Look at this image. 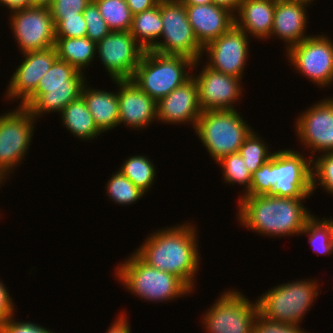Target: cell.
Returning <instances> with one entry per match:
<instances>
[{
  "label": "cell",
  "mask_w": 333,
  "mask_h": 333,
  "mask_svg": "<svg viewBox=\"0 0 333 333\" xmlns=\"http://www.w3.org/2000/svg\"><path fill=\"white\" fill-rule=\"evenodd\" d=\"M183 223L157 229L135 253L151 267L176 275L194 290L200 267L198 231L191 222Z\"/></svg>",
  "instance_id": "obj_1"
},
{
  "label": "cell",
  "mask_w": 333,
  "mask_h": 333,
  "mask_svg": "<svg viewBox=\"0 0 333 333\" xmlns=\"http://www.w3.org/2000/svg\"><path fill=\"white\" fill-rule=\"evenodd\" d=\"M239 224L261 236L300 235L314 216L303 201L309 198H284L271 195L239 196ZM303 200V201H302Z\"/></svg>",
  "instance_id": "obj_2"
},
{
  "label": "cell",
  "mask_w": 333,
  "mask_h": 333,
  "mask_svg": "<svg viewBox=\"0 0 333 333\" xmlns=\"http://www.w3.org/2000/svg\"><path fill=\"white\" fill-rule=\"evenodd\" d=\"M119 264L115 267L116 279L123 283L125 290H129L141 300L170 302L192 292L179 277L151 267L134 251L128 259Z\"/></svg>",
  "instance_id": "obj_3"
},
{
  "label": "cell",
  "mask_w": 333,
  "mask_h": 333,
  "mask_svg": "<svg viewBox=\"0 0 333 333\" xmlns=\"http://www.w3.org/2000/svg\"><path fill=\"white\" fill-rule=\"evenodd\" d=\"M85 82L83 72L57 59L40 79L36 91L21 106L28 108L35 119L45 113L60 114L71 101L81 96Z\"/></svg>",
  "instance_id": "obj_4"
},
{
  "label": "cell",
  "mask_w": 333,
  "mask_h": 333,
  "mask_svg": "<svg viewBox=\"0 0 333 333\" xmlns=\"http://www.w3.org/2000/svg\"><path fill=\"white\" fill-rule=\"evenodd\" d=\"M319 281L303 279L268 289L257 300L259 317L265 321L300 326L318 296Z\"/></svg>",
  "instance_id": "obj_5"
},
{
  "label": "cell",
  "mask_w": 333,
  "mask_h": 333,
  "mask_svg": "<svg viewBox=\"0 0 333 333\" xmlns=\"http://www.w3.org/2000/svg\"><path fill=\"white\" fill-rule=\"evenodd\" d=\"M199 61L194 62L185 56L146 50L132 81L157 102L187 81L192 76V70L200 64Z\"/></svg>",
  "instance_id": "obj_6"
},
{
  "label": "cell",
  "mask_w": 333,
  "mask_h": 333,
  "mask_svg": "<svg viewBox=\"0 0 333 333\" xmlns=\"http://www.w3.org/2000/svg\"><path fill=\"white\" fill-rule=\"evenodd\" d=\"M195 133L218 162L222 157L237 153L245 139L253 131L238 110L202 111Z\"/></svg>",
  "instance_id": "obj_7"
},
{
  "label": "cell",
  "mask_w": 333,
  "mask_h": 333,
  "mask_svg": "<svg viewBox=\"0 0 333 333\" xmlns=\"http://www.w3.org/2000/svg\"><path fill=\"white\" fill-rule=\"evenodd\" d=\"M225 291L203 314L202 323L205 331L207 333H254L255 322L259 317L257 300L255 302L248 300L234 288Z\"/></svg>",
  "instance_id": "obj_8"
},
{
  "label": "cell",
  "mask_w": 333,
  "mask_h": 333,
  "mask_svg": "<svg viewBox=\"0 0 333 333\" xmlns=\"http://www.w3.org/2000/svg\"><path fill=\"white\" fill-rule=\"evenodd\" d=\"M162 39L151 49L160 54L180 55L194 62L202 59L203 47L190 25L180 0H161Z\"/></svg>",
  "instance_id": "obj_9"
},
{
  "label": "cell",
  "mask_w": 333,
  "mask_h": 333,
  "mask_svg": "<svg viewBox=\"0 0 333 333\" xmlns=\"http://www.w3.org/2000/svg\"><path fill=\"white\" fill-rule=\"evenodd\" d=\"M35 124L31 111L21 105L0 114V171L6 177L28 154Z\"/></svg>",
  "instance_id": "obj_10"
},
{
  "label": "cell",
  "mask_w": 333,
  "mask_h": 333,
  "mask_svg": "<svg viewBox=\"0 0 333 333\" xmlns=\"http://www.w3.org/2000/svg\"><path fill=\"white\" fill-rule=\"evenodd\" d=\"M272 191L284 198H308L312 190V159L301 152L280 149L272 156Z\"/></svg>",
  "instance_id": "obj_11"
},
{
  "label": "cell",
  "mask_w": 333,
  "mask_h": 333,
  "mask_svg": "<svg viewBox=\"0 0 333 333\" xmlns=\"http://www.w3.org/2000/svg\"><path fill=\"white\" fill-rule=\"evenodd\" d=\"M329 37L312 34L285 52L290 65L321 89L333 84V40Z\"/></svg>",
  "instance_id": "obj_12"
},
{
  "label": "cell",
  "mask_w": 333,
  "mask_h": 333,
  "mask_svg": "<svg viewBox=\"0 0 333 333\" xmlns=\"http://www.w3.org/2000/svg\"><path fill=\"white\" fill-rule=\"evenodd\" d=\"M10 28L21 53L55 46V25L47 7L32 6L11 12Z\"/></svg>",
  "instance_id": "obj_13"
},
{
  "label": "cell",
  "mask_w": 333,
  "mask_h": 333,
  "mask_svg": "<svg viewBox=\"0 0 333 333\" xmlns=\"http://www.w3.org/2000/svg\"><path fill=\"white\" fill-rule=\"evenodd\" d=\"M96 47L112 81L132 79L145 51L129 31H111Z\"/></svg>",
  "instance_id": "obj_14"
},
{
  "label": "cell",
  "mask_w": 333,
  "mask_h": 333,
  "mask_svg": "<svg viewBox=\"0 0 333 333\" xmlns=\"http://www.w3.org/2000/svg\"><path fill=\"white\" fill-rule=\"evenodd\" d=\"M327 98L314 103L295 119L297 139L305 149H311V159L314 152H333V97Z\"/></svg>",
  "instance_id": "obj_15"
},
{
  "label": "cell",
  "mask_w": 333,
  "mask_h": 333,
  "mask_svg": "<svg viewBox=\"0 0 333 333\" xmlns=\"http://www.w3.org/2000/svg\"><path fill=\"white\" fill-rule=\"evenodd\" d=\"M249 39V36L234 24L203 48V56L205 53L209 60L205 64L215 71L242 79L249 57Z\"/></svg>",
  "instance_id": "obj_16"
},
{
  "label": "cell",
  "mask_w": 333,
  "mask_h": 333,
  "mask_svg": "<svg viewBox=\"0 0 333 333\" xmlns=\"http://www.w3.org/2000/svg\"><path fill=\"white\" fill-rule=\"evenodd\" d=\"M198 84L199 104L202 111L236 110L242 97V79L215 71L205 64L199 75L193 74Z\"/></svg>",
  "instance_id": "obj_17"
},
{
  "label": "cell",
  "mask_w": 333,
  "mask_h": 333,
  "mask_svg": "<svg viewBox=\"0 0 333 333\" xmlns=\"http://www.w3.org/2000/svg\"><path fill=\"white\" fill-rule=\"evenodd\" d=\"M23 54L24 60H21L12 74L6 91V99H20L17 106L22 105L36 91L40 79L58 59L55 46Z\"/></svg>",
  "instance_id": "obj_18"
},
{
  "label": "cell",
  "mask_w": 333,
  "mask_h": 333,
  "mask_svg": "<svg viewBox=\"0 0 333 333\" xmlns=\"http://www.w3.org/2000/svg\"><path fill=\"white\" fill-rule=\"evenodd\" d=\"M113 83L119 88V125L142 130L157 121V102L143 92L132 79L113 80Z\"/></svg>",
  "instance_id": "obj_19"
},
{
  "label": "cell",
  "mask_w": 333,
  "mask_h": 333,
  "mask_svg": "<svg viewBox=\"0 0 333 333\" xmlns=\"http://www.w3.org/2000/svg\"><path fill=\"white\" fill-rule=\"evenodd\" d=\"M157 121L166 124L193 125L202 114L199 104L198 84L191 76L181 86L157 101ZM176 123V124H175Z\"/></svg>",
  "instance_id": "obj_20"
},
{
  "label": "cell",
  "mask_w": 333,
  "mask_h": 333,
  "mask_svg": "<svg viewBox=\"0 0 333 333\" xmlns=\"http://www.w3.org/2000/svg\"><path fill=\"white\" fill-rule=\"evenodd\" d=\"M313 0H276L271 36L283 40L286 44V52L291 46L308 38L306 26L308 25L309 4ZM307 14V15H306ZM306 35V36H305Z\"/></svg>",
  "instance_id": "obj_21"
},
{
  "label": "cell",
  "mask_w": 333,
  "mask_h": 333,
  "mask_svg": "<svg viewBox=\"0 0 333 333\" xmlns=\"http://www.w3.org/2000/svg\"><path fill=\"white\" fill-rule=\"evenodd\" d=\"M185 9L194 35L203 48L235 24L234 13L214 3L185 5Z\"/></svg>",
  "instance_id": "obj_22"
},
{
  "label": "cell",
  "mask_w": 333,
  "mask_h": 333,
  "mask_svg": "<svg viewBox=\"0 0 333 333\" xmlns=\"http://www.w3.org/2000/svg\"><path fill=\"white\" fill-rule=\"evenodd\" d=\"M276 0H242L237 14H234L235 25L247 35L259 40L270 39Z\"/></svg>",
  "instance_id": "obj_23"
},
{
  "label": "cell",
  "mask_w": 333,
  "mask_h": 333,
  "mask_svg": "<svg viewBox=\"0 0 333 333\" xmlns=\"http://www.w3.org/2000/svg\"><path fill=\"white\" fill-rule=\"evenodd\" d=\"M115 92L94 89L87 82L82 88L81 96L102 133L119 125V101Z\"/></svg>",
  "instance_id": "obj_24"
},
{
  "label": "cell",
  "mask_w": 333,
  "mask_h": 333,
  "mask_svg": "<svg viewBox=\"0 0 333 333\" xmlns=\"http://www.w3.org/2000/svg\"><path fill=\"white\" fill-rule=\"evenodd\" d=\"M62 124L70 133L80 140L91 141L97 139L102 132L98 129L86 102L80 96L71 101L61 112Z\"/></svg>",
  "instance_id": "obj_25"
},
{
  "label": "cell",
  "mask_w": 333,
  "mask_h": 333,
  "mask_svg": "<svg viewBox=\"0 0 333 333\" xmlns=\"http://www.w3.org/2000/svg\"><path fill=\"white\" fill-rule=\"evenodd\" d=\"M55 48L58 59L66 61L77 71L85 73L96 56V42L87 36L81 38L56 37ZM83 70V71H82Z\"/></svg>",
  "instance_id": "obj_26"
},
{
  "label": "cell",
  "mask_w": 333,
  "mask_h": 333,
  "mask_svg": "<svg viewBox=\"0 0 333 333\" xmlns=\"http://www.w3.org/2000/svg\"><path fill=\"white\" fill-rule=\"evenodd\" d=\"M161 1L151 9L133 15L130 34L146 51L151 50L162 35Z\"/></svg>",
  "instance_id": "obj_27"
},
{
  "label": "cell",
  "mask_w": 333,
  "mask_h": 333,
  "mask_svg": "<svg viewBox=\"0 0 333 333\" xmlns=\"http://www.w3.org/2000/svg\"><path fill=\"white\" fill-rule=\"evenodd\" d=\"M156 166L147 156L132 155L128 157L118 169L124 176L130 179L134 185L144 193L149 192L155 183Z\"/></svg>",
  "instance_id": "obj_28"
},
{
  "label": "cell",
  "mask_w": 333,
  "mask_h": 333,
  "mask_svg": "<svg viewBox=\"0 0 333 333\" xmlns=\"http://www.w3.org/2000/svg\"><path fill=\"white\" fill-rule=\"evenodd\" d=\"M322 219V220H321ZM312 217L302 230L307 235L313 252L321 255H333V217Z\"/></svg>",
  "instance_id": "obj_29"
},
{
  "label": "cell",
  "mask_w": 333,
  "mask_h": 333,
  "mask_svg": "<svg viewBox=\"0 0 333 333\" xmlns=\"http://www.w3.org/2000/svg\"><path fill=\"white\" fill-rule=\"evenodd\" d=\"M111 31H130L133 14L126 0H93Z\"/></svg>",
  "instance_id": "obj_30"
},
{
  "label": "cell",
  "mask_w": 333,
  "mask_h": 333,
  "mask_svg": "<svg viewBox=\"0 0 333 333\" xmlns=\"http://www.w3.org/2000/svg\"><path fill=\"white\" fill-rule=\"evenodd\" d=\"M114 173L108 182H106L107 186L105 185L108 198H110L112 202L125 206L136 203L143 195L145 196V193L137 188L134 183L119 170Z\"/></svg>",
  "instance_id": "obj_31"
},
{
  "label": "cell",
  "mask_w": 333,
  "mask_h": 333,
  "mask_svg": "<svg viewBox=\"0 0 333 333\" xmlns=\"http://www.w3.org/2000/svg\"><path fill=\"white\" fill-rule=\"evenodd\" d=\"M255 132L256 131L253 130L249 134L239 150V153L251 174L259 169L264 163L269 161L275 153V151L272 152L268 148L269 145L258 136L257 132Z\"/></svg>",
  "instance_id": "obj_32"
},
{
  "label": "cell",
  "mask_w": 333,
  "mask_h": 333,
  "mask_svg": "<svg viewBox=\"0 0 333 333\" xmlns=\"http://www.w3.org/2000/svg\"><path fill=\"white\" fill-rule=\"evenodd\" d=\"M222 168L223 180L226 184H239L245 187L246 193L251 185L252 174L239 152L222 157L218 162Z\"/></svg>",
  "instance_id": "obj_33"
},
{
  "label": "cell",
  "mask_w": 333,
  "mask_h": 333,
  "mask_svg": "<svg viewBox=\"0 0 333 333\" xmlns=\"http://www.w3.org/2000/svg\"><path fill=\"white\" fill-rule=\"evenodd\" d=\"M312 159V190L323 187V189L333 196V152L317 154ZM318 181V182H317Z\"/></svg>",
  "instance_id": "obj_34"
},
{
  "label": "cell",
  "mask_w": 333,
  "mask_h": 333,
  "mask_svg": "<svg viewBox=\"0 0 333 333\" xmlns=\"http://www.w3.org/2000/svg\"><path fill=\"white\" fill-rule=\"evenodd\" d=\"M55 25V37H86L87 26L83 13L71 16H52Z\"/></svg>",
  "instance_id": "obj_35"
},
{
  "label": "cell",
  "mask_w": 333,
  "mask_h": 333,
  "mask_svg": "<svg viewBox=\"0 0 333 333\" xmlns=\"http://www.w3.org/2000/svg\"><path fill=\"white\" fill-rule=\"evenodd\" d=\"M83 16L87 26L86 36L90 40L97 43L111 32L106 21L99 12L97 4L93 0H91L83 11Z\"/></svg>",
  "instance_id": "obj_36"
},
{
  "label": "cell",
  "mask_w": 333,
  "mask_h": 333,
  "mask_svg": "<svg viewBox=\"0 0 333 333\" xmlns=\"http://www.w3.org/2000/svg\"><path fill=\"white\" fill-rule=\"evenodd\" d=\"M272 157L252 173L251 185L240 196L269 195L272 191Z\"/></svg>",
  "instance_id": "obj_37"
},
{
  "label": "cell",
  "mask_w": 333,
  "mask_h": 333,
  "mask_svg": "<svg viewBox=\"0 0 333 333\" xmlns=\"http://www.w3.org/2000/svg\"><path fill=\"white\" fill-rule=\"evenodd\" d=\"M91 0H53L49 7L52 16H71L83 13Z\"/></svg>",
  "instance_id": "obj_38"
},
{
  "label": "cell",
  "mask_w": 333,
  "mask_h": 333,
  "mask_svg": "<svg viewBox=\"0 0 333 333\" xmlns=\"http://www.w3.org/2000/svg\"><path fill=\"white\" fill-rule=\"evenodd\" d=\"M14 316L8 318L1 326L0 333H55L43 325L30 321H15Z\"/></svg>",
  "instance_id": "obj_39"
},
{
  "label": "cell",
  "mask_w": 333,
  "mask_h": 333,
  "mask_svg": "<svg viewBox=\"0 0 333 333\" xmlns=\"http://www.w3.org/2000/svg\"><path fill=\"white\" fill-rule=\"evenodd\" d=\"M254 333H310L304 330L300 326H289L278 323H272L265 321L261 317H258L255 326Z\"/></svg>",
  "instance_id": "obj_40"
},
{
  "label": "cell",
  "mask_w": 333,
  "mask_h": 333,
  "mask_svg": "<svg viewBox=\"0 0 333 333\" xmlns=\"http://www.w3.org/2000/svg\"><path fill=\"white\" fill-rule=\"evenodd\" d=\"M6 284L0 281V326L10 317L14 316L15 304L10 297ZM15 311V312H14Z\"/></svg>",
  "instance_id": "obj_41"
},
{
  "label": "cell",
  "mask_w": 333,
  "mask_h": 333,
  "mask_svg": "<svg viewBox=\"0 0 333 333\" xmlns=\"http://www.w3.org/2000/svg\"><path fill=\"white\" fill-rule=\"evenodd\" d=\"M128 318L124 311L116 317L112 325L108 328L106 333H132L131 326L128 323Z\"/></svg>",
  "instance_id": "obj_42"
},
{
  "label": "cell",
  "mask_w": 333,
  "mask_h": 333,
  "mask_svg": "<svg viewBox=\"0 0 333 333\" xmlns=\"http://www.w3.org/2000/svg\"><path fill=\"white\" fill-rule=\"evenodd\" d=\"M161 0H126V3L132 14L143 12L158 5Z\"/></svg>",
  "instance_id": "obj_43"
},
{
  "label": "cell",
  "mask_w": 333,
  "mask_h": 333,
  "mask_svg": "<svg viewBox=\"0 0 333 333\" xmlns=\"http://www.w3.org/2000/svg\"><path fill=\"white\" fill-rule=\"evenodd\" d=\"M1 4L11 13L16 10L32 7V0H0V5Z\"/></svg>",
  "instance_id": "obj_44"
},
{
  "label": "cell",
  "mask_w": 333,
  "mask_h": 333,
  "mask_svg": "<svg viewBox=\"0 0 333 333\" xmlns=\"http://www.w3.org/2000/svg\"><path fill=\"white\" fill-rule=\"evenodd\" d=\"M241 1L242 0H213V3L216 4V5L226 7L231 12L236 14V12L238 11V8L240 6Z\"/></svg>",
  "instance_id": "obj_45"
},
{
  "label": "cell",
  "mask_w": 333,
  "mask_h": 333,
  "mask_svg": "<svg viewBox=\"0 0 333 333\" xmlns=\"http://www.w3.org/2000/svg\"><path fill=\"white\" fill-rule=\"evenodd\" d=\"M184 5L211 4L213 0H180Z\"/></svg>",
  "instance_id": "obj_46"
},
{
  "label": "cell",
  "mask_w": 333,
  "mask_h": 333,
  "mask_svg": "<svg viewBox=\"0 0 333 333\" xmlns=\"http://www.w3.org/2000/svg\"><path fill=\"white\" fill-rule=\"evenodd\" d=\"M53 0H32V6L49 8Z\"/></svg>",
  "instance_id": "obj_47"
},
{
  "label": "cell",
  "mask_w": 333,
  "mask_h": 333,
  "mask_svg": "<svg viewBox=\"0 0 333 333\" xmlns=\"http://www.w3.org/2000/svg\"><path fill=\"white\" fill-rule=\"evenodd\" d=\"M5 178H6V176L0 171V187L3 185L4 182H6Z\"/></svg>",
  "instance_id": "obj_48"
}]
</instances>
